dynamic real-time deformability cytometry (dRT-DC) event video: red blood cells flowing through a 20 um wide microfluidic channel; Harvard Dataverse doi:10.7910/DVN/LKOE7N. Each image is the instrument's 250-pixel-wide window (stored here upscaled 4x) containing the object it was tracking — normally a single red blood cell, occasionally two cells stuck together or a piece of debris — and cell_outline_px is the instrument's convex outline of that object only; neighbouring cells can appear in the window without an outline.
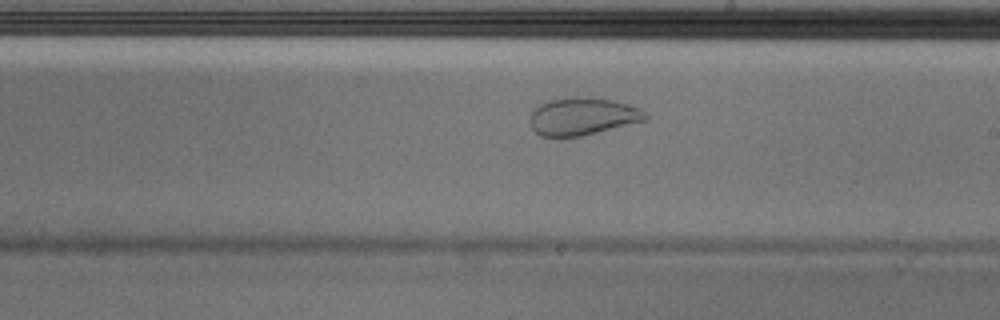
{"species": "Egyptian fruit bat (a non-hibernating species)", "species_latin": "Rousettus aegyptiacus", "temperature_condition": "cold", "stored_images_in_passage": 54, "camera_frame_rate_fps": 3000, "um_per_image_px": 0.085, "animal": {"sex": "male"}, "frame": {"image": 1, "passage_image": 31, "time_ms": 10.0, "image_size_px": [1000, 320], "cell_outline_px": [[648, 120], [580, 136], [540, 136], [532, 128], [528, 120], [532, 112], [540, 104], [548, 100], [576, 96], [588, 96], [616, 100], [640, 108], [648, 112]], "centroid_in_image_um": [49.56, 9.87], "position_along_channel_um": 239.4, "area_um2": 25.55}}